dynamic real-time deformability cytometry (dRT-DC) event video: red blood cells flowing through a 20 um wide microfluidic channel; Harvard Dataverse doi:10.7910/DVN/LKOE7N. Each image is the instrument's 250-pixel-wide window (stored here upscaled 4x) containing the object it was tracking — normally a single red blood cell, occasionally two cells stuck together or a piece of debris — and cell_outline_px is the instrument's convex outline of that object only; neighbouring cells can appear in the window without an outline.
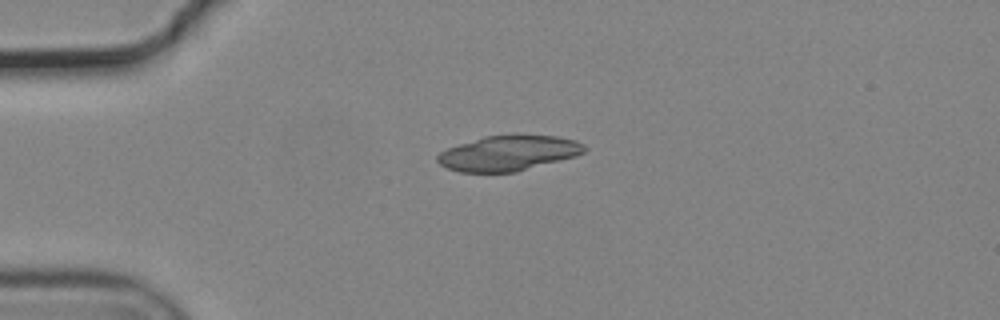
{"species": "common noctule bat (a hibernating species)", "species_latin": "Nyctalus noctula", "temperature_condition": "cold", "stored_images_in_passage": 7, "camera_frame_rate_fps": 3000, "um_per_image_px": 0.085, "animal": {"sex": "male", "body_mass_g": 19.2, "forearm_length_mm": 51.8}, "frame": {"image": 1, "passage_image": 1, "time_ms": 0.0, "image_size_px": [1000, 320], "cell_outline_px": [[588, 148], [584, 152], [576, 156], [516, 172], [460, 172], [448, 168], [440, 164], [436, 160], [436, 156], [440, 152], [448, 148], [484, 136], [516, 132], [556, 136], [576, 140], [584, 144]], "centroid_in_image_um": [43.26, 12.98], "position_along_channel_um": 41.7, "area_um2": 30.81}}